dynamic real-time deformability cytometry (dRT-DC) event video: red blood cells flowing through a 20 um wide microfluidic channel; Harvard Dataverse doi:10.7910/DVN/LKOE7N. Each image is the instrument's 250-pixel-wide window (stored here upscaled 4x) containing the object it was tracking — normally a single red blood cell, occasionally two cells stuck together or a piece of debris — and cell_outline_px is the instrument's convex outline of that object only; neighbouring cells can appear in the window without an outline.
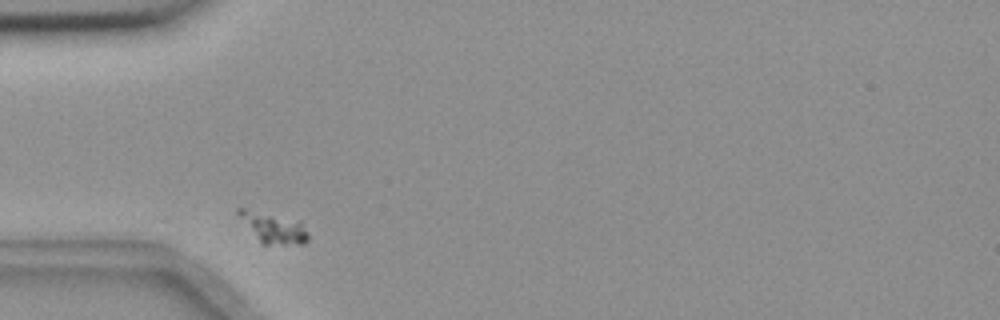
{"species": "common noctule bat (a hibernating species)", "species_latin": "Nyctalus noctula", "temperature_condition": "room temperature", "stored_images_in_passage": 2, "camera_frame_rate_fps": 3000, "um_per_image_px": 0.085, "animal": {"sex": "female", "body_mass_g": 18.4}, "frame": {"image": 1, "passage_image": 1, "time_ms": 0.0, "image_size_px": [1000, 320], "cell_outline_px": [[308, 240], [304, 244], [260, 244], [236, 212], [236, 208], [244, 208], [300, 220], [308, 232]], "centroid_in_image_um": [23.25, 19.36], "position_along_channel_um": 61.7, "area_um2": 12.43}}